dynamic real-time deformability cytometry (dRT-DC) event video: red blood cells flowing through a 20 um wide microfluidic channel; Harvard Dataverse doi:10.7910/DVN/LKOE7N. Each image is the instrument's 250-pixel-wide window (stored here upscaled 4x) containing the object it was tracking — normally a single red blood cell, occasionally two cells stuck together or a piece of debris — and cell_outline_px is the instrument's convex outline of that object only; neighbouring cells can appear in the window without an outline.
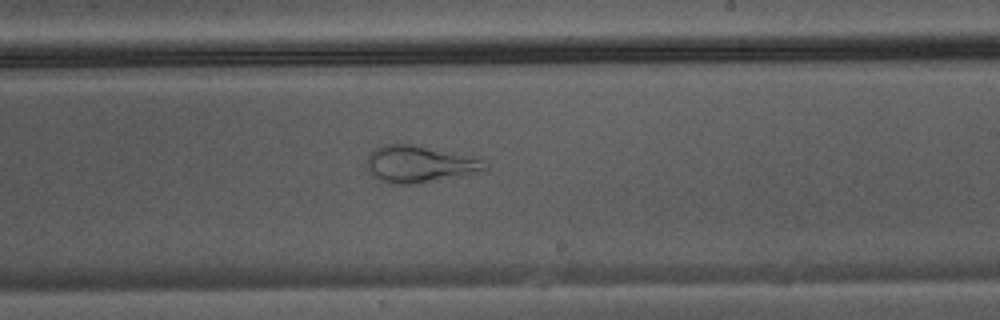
{"species": "Egyptian fruit bat (a non-hibernating species)", "species_latin": "Rousettus aegyptiacus", "temperature_condition": "warm", "stored_images_in_passage": 33, "camera_frame_rate_fps": 3000, "um_per_image_px": 0.085, "animal": {"sex": "male"}, "frame": {"image": 1, "passage_image": 15, "time_ms": 4.667, "image_size_px": [1000, 320], "cell_outline_px": [[488, 168], [484, 172], [424, 184], [396, 184], [380, 180], [372, 176], [364, 164], [368, 156], [376, 148], [384, 144], [412, 144], [480, 156], [484, 160]], "centroid_in_image_um": [35.76, 13.96], "position_along_channel_um": 253.2, "area_um2": 26.47}}